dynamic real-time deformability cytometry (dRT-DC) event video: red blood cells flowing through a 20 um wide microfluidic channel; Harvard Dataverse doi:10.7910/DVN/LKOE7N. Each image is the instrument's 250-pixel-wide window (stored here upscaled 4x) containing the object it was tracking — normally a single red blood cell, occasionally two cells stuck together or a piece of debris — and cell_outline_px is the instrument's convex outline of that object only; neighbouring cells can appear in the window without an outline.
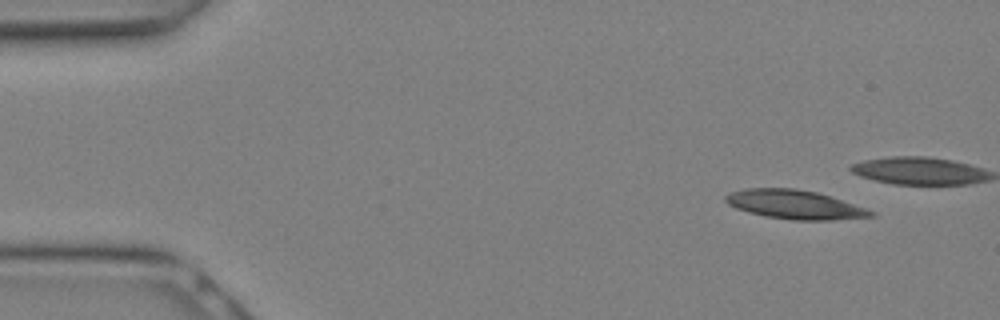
{"species": "Egyptian fruit bat (a non-hibernating species)", "species_latin": "Rousettus aegyptiacus", "temperature_condition": "warm", "stored_images_in_passage": 7, "camera_frame_rate_fps": 3000, "um_per_image_px": 0.085, "animal": {"sex": "female"}, "frame": {"image": 1, "passage_image": 1, "time_ms": 0.0, "image_size_px": [1000, 320], "cell_outline_px": [[876, 216], [832, 220], [792, 220], [764, 216], [748, 212], [736, 208], [728, 204], [724, 200], [724, 196], [732, 192], [744, 188], [796, 188], [816, 192], [876, 212]], "centroid_in_image_um": [67.5, 17.39], "position_along_channel_um": 17.5, "area_um2": 24.33}}